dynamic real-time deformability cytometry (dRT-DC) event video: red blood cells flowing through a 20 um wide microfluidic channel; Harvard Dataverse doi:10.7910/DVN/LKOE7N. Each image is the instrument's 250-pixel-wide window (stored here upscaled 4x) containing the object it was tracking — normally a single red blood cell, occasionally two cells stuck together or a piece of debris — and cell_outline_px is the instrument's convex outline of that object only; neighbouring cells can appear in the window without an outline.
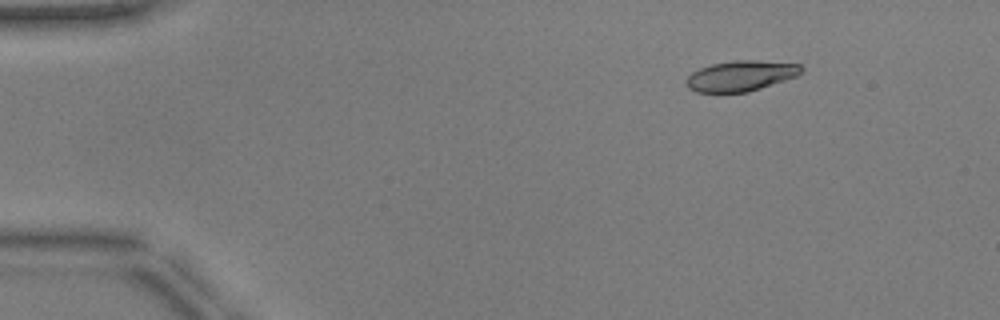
{"species": "common noctule bat (a hibernating species)", "species_latin": "Nyctalus noctula", "temperature_condition": "warm", "stored_images_in_passage": 51, "camera_frame_rate_fps": 3000, "um_per_image_px": 0.085, "animal": {"sex": "male", "body_mass_g": 17.9, "forearm_length_mm": 54.2}, "frame": {"image": 1, "passage_image": 7, "time_ms": 2.0, "image_size_px": [1000, 320], "cell_outline_px": [[804, 68], [796, 76], [748, 92], [696, 92], [688, 88], [684, 80], [692, 72], [700, 68], [712, 64], [732, 60], [756, 60], [800, 64]], "centroid_in_image_um": [62.93, 6.44], "position_along_channel_um": 22.1, "area_um2": 20.35}}
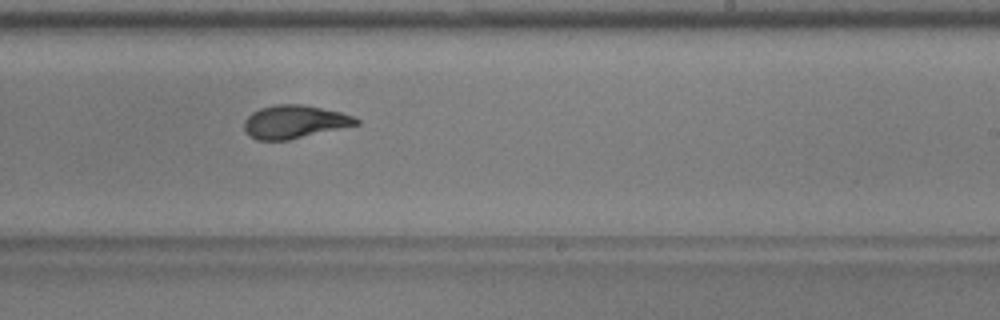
{"frame": {"image": 2, "passage_image": 32, "time_ms": 10.333, "image_size_px": [1000, 320], "cell_outline_px": [[360, 124], [288, 140], [256, 140], [248, 136], [244, 132], [244, 120], [252, 112], [260, 108], [276, 104], [304, 104], [340, 112], [352, 116], [360, 120]], "centroid_in_image_um": [24.99, 10.35], "position_along_channel_um": 264.0, "area_um2": 21.73}}
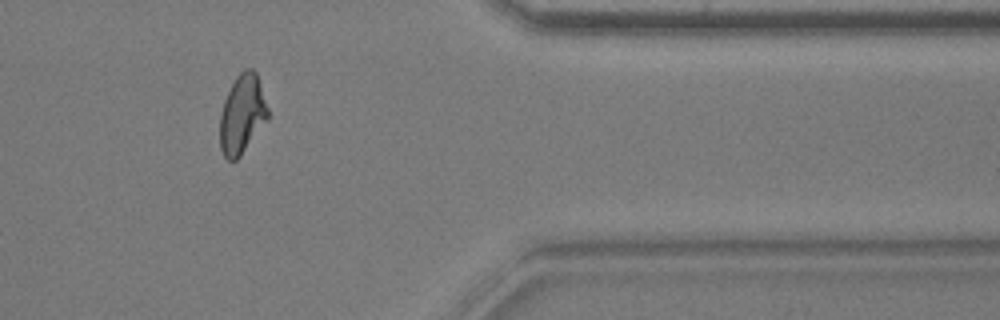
{"frame": {"image": 3, "passage_image": 43, "time_ms": 14.0, "image_size_px": [1000, 320], "cell_outline_px": [[268, 120], [240, 156], [236, 160], [228, 160], [224, 156], [220, 148], [220, 112], [224, 100], [236, 76], [244, 68], [252, 68], [256, 72], [268, 108]], "centroid_in_image_um": [20.58, 9.71], "position_along_channel_um": 390.8, "area_um2": 22.08}, "authors_computed_cell_mechanics": {"area_um2": 21.8484, "velocity_mm_per_s": 3.9493, "shape_relaxation_time_tau1_ms": 4.3535, "shape_relaxation_time_tau2_ms": 1.2411, "deformation_change_tau1": 0.1816, "deformation_change_tau2": 0.0707}}